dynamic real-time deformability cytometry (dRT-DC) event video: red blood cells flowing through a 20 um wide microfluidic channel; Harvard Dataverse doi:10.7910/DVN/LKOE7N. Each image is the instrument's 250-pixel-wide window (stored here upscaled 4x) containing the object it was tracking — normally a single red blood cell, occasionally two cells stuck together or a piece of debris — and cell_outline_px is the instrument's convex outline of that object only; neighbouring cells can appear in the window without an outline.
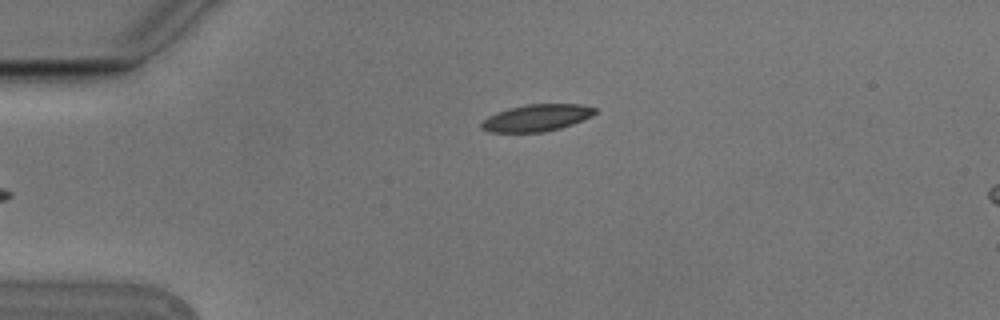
{"species": "Egyptian fruit bat (a non-hibernating species)", "species_latin": "Rousettus aegyptiacus", "temperature_condition": "cold", "stored_images_in_passage": 4, "camera_frame_rate_fps": 3000, "um_per_image_px": 0.085, "animal": {"sex": "male"}, "frame": {"image": 1, "passage_image": 4, "time_ms": 1.0, "image_size_px": [1000, 320], "cell_outline_px": [[596, 112], [592, 116], [572, 124], [560, 128], [544, 132], [488, 132], [480, 128], [480, 124], [488, 116], [496, 112], [508, 108], [528, 104], [580, 104], [596, 108]], "centroid_in_image_um": [45.59, 10.01], "position_along_channel_um": 39.4, "area_um2": 17.8}}